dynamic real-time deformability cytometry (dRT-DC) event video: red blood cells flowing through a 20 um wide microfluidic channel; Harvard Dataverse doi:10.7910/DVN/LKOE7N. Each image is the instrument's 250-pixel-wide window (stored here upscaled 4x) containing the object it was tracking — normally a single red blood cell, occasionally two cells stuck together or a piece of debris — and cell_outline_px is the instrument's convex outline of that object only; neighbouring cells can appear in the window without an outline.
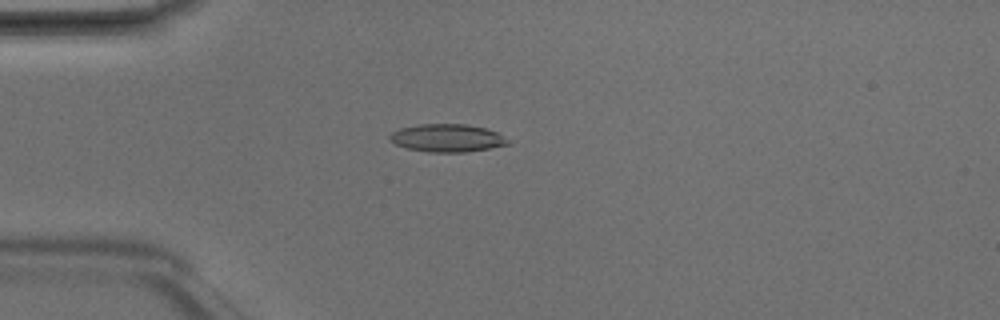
{"species": "Egyptian fruit bat (a non-hibernating species)", "species_latin": "Rousettus aegyptiacus", "temperature_condition": "room temperature", "stored_images_in_passage": 3, "camera_frame_rate_fps": 3000, "um_per_image_px": 0.085, "animal": {"sex": "male"}, "frame": {"image": 1, "passage_image": 2, "time_ms": 0.333, "image_size_px": [1000, 320], "cell_outline_px": [[512, 144], [468, 152], [428, 152], [408, 148], [396, 144], [388, 140], [388, 136], [392, 132], [400, 128], [420, 124], [464, 124], [484, 128], [496, 132], [508, 140]], "centroid_in_image_um": [38.0, 11.73], "position_along_channel_um": 47.0, "area_um2": 19.13}}